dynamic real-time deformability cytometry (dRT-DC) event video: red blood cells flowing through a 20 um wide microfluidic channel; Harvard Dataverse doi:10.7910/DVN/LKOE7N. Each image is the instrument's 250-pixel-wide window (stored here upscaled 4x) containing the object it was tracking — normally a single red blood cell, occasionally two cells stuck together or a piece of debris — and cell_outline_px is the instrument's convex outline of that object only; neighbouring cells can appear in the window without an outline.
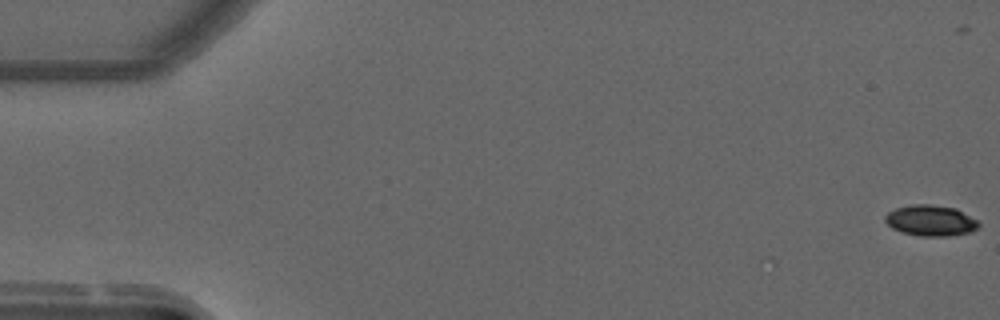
{"species": "common noctule bat (a hibernating species)", "species_latin": "Nyctalus noctula", "temperature_condition": "warm", "stored_images_in_passage": 16, "camera_frame_rate_fps": 3000, "um_per_image_px": 0.085, "animal": {"sex": "male", "forearm_length_mm": 52.5}, "frame": {"image": 1, "passage_image": 1, "time_ms": 0.0, "image_size_px": [1000, 320], "cell_outline_px": [[980, 224], [976, 228], [968, 232], [948, 236], [920, 236], [904, 232], [892, 228], [884, 220], [884, 216], [888, 212], [896, 208], [912, 204], [932, 204], [956, 208], [976, 220]], "centroid_in_image_um": [79.07, 18.73], "position_along_channel_um": 5.9, "area_um2": 16.65}}
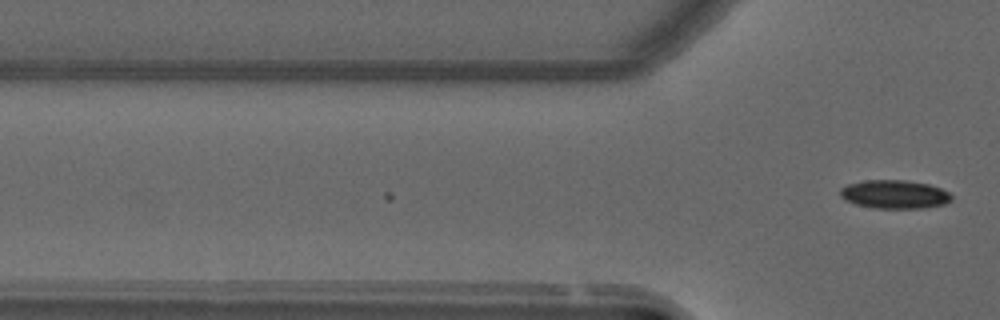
{"frame": {"image": 2, "passage_image": 16, "time_ms": 5.0, "image_size_px": [1000, 320], "cell_outline_px": [[952, 200], [944, 204], [924, 208], [876, 208], [856, 204], [844, 200], [840, 196], [840, 188], [848, 184], [864, 180], [904, 180], [928, 184], [940, 188], [948, 192], [952, 196]], "centroid_in_image_um": [76.02, 16.51], "position_along_channel_um": 49.8, "area_um2": 18.5}}